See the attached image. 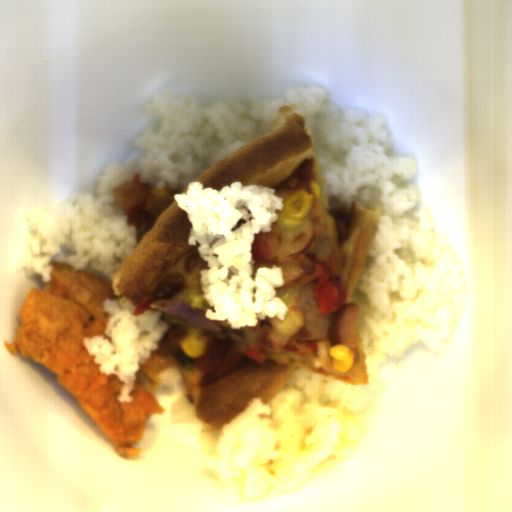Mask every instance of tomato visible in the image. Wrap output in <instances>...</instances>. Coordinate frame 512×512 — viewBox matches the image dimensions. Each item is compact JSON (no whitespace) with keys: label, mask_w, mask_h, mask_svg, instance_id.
<instances>
[{"label":"tomato","mask_w":512,"mask_h":512,"mask_svg":"<svg viewBox=\"0 0 512 512\" xmlns=\"http://www.w3.org/2000/svg\"><path fill=\"white\" fill-rule=\"evenodd\" d=\"M205 352L199 357H194V365L200 370L202 375L197 381L198 386H206L232 373L239 360L250 359L253 363L263 365L266 363V357L259 350L247 348L245 351H226L220 352L221 344L216 338H212L207 346H204Z\"/></svg>","instance_id":"tomato-1"},{"label":"tomato","mask_w":512,"mask_h":512,"mask_svg":"<svg viewBox=\"0 0 512 512\" xmlns=\"http://www.w3.org/2000/svg\"><path fill=\"white\" fill-rule=\"evenodd\" d=\"M303 258L313 265L310 283L315 285L313 299L318 301L322 315H330L343 308L347 298L346 286L329 272L327 265L319 256L306 254Z\"/></svg>","instance_id":"tomato-2"},{"label":"tomato","mask_w":512,"mask_h":512,"mask_svg":"<svg viewBox=\"0 0 512 512\" xmlns=\"http://www.w3.org/2000/svg\"><path fill=\"white\" fill-rule=\"evenodd\" d=\"M272 252V242L268 233L255 235L252 245V262L264 263L269 260Z\"/></svg>","instance_id":"tomato-3"},{"label":"tomato","mask_w":512,"mask_h":512,"mask_svg":"<svg viewBox=\"0 0 512 512\" xmlns=\"http://www.w3.org/2000/svg\"><path fill=\"white\" fill-rule=\"evenodd\" d=\"M155 301H157V299H151V300L143 301L141 303L136 304L134 311L130 315H134L137 317L140 315H143L145 311H150L152 309L151 305Z\"/></svg>","instance_id":"tomato-4"}]
</instances>
